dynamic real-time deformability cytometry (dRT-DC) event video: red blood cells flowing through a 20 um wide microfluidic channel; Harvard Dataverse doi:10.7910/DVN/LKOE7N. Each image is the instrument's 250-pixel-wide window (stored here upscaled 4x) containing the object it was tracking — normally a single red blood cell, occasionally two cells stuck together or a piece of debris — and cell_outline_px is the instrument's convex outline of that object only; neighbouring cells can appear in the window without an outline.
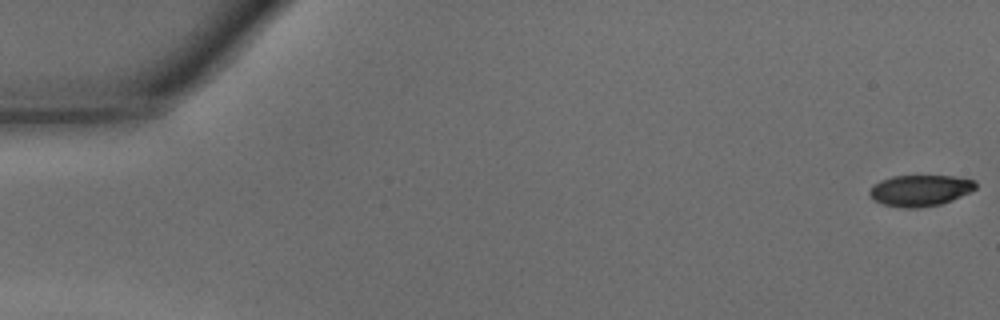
{"species": "common noctule bat (a hibernating species)", "species_latin": "Nyctalus noctula", "temperature_condition": "warm", "stored_images_in_passage": 43, "camera_frame_rate_fps": 3000, "um_per_image_px": 0.085, "animal": {"sex": "male", "body_mass_g": 15.6}, "frame": {"image": 1, "passage_image": 1, "time_ms": 0.0, "image_size_px": [1000, 320], "cell_outline_px": [[976, 188], [952, 200], [940, 204], [916, 208], [904, 208], [884, 204], [872, 200], [868, 192], [872, 184], [880, 180], [892, 176], [952, 176], [976, 180]], "centroid_in_image_um": [78.16, 16.18], "position_along_channel_um": 6.8, "area_um2": 19.31}}
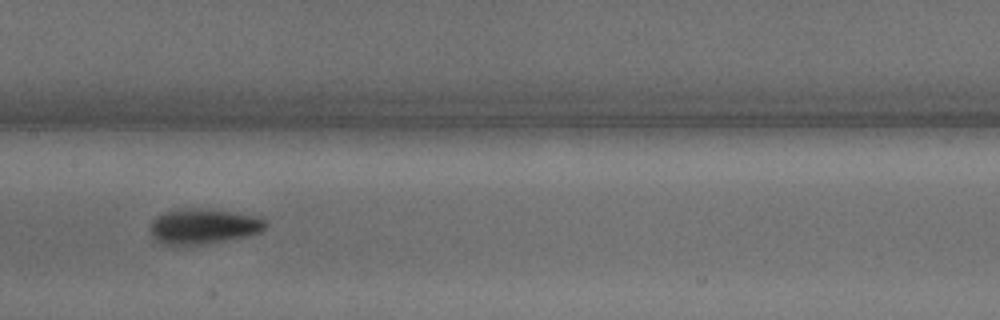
{"frame": {"image": 2, "passage_image": 24, "time_ms": 7.667, "image_size_px": [1000, 320], "cell_outline_px": [[268, 224], [260, 232], [248, 236], [204, 244], [164, 244], [152, 232], [152, 220], [156, 216], [164, 212], [176, 208], [220, 208], [260, 216]], "centroid_in_image_um": [17.39, 19.18], "position_along_channel_um": 190.0, "area_um2": 23.93}}
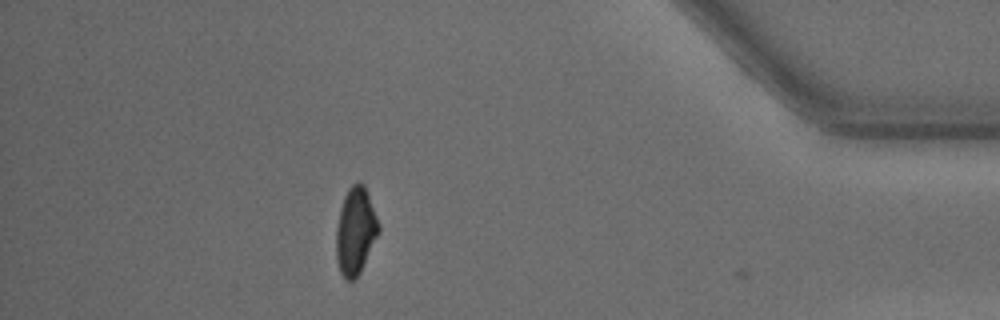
{"frame": {"image": 3, "passage_image": 42, "time_ms": 13.667, "image_size_px": [1000, 320], "cell_outline_px": [[380, 232], [360, 272], [352, 280], [344, 280], [340, 272], [336, 260], [336, 228], [340, 208], [344, 196], [348, 188], [352, 184], [360, 180], [364, 184], [380, 224]], "centroid_in_image_um": [30.22, 19.62], "position_along_channel_um": 405.0, "area_um2": 21.79}, "authors_computed_cell_mechanics": {"area_um2": 21.8484, "velocity_mm_per_s": 4.3362, "shape_relaxation_time_tau1_ms": 2.2522, "shape_relaxation_time_tau2_ms": 11.1684, "deformation_change_tau1": 0.1517, "deformation_change_tau2": 0.1612}}